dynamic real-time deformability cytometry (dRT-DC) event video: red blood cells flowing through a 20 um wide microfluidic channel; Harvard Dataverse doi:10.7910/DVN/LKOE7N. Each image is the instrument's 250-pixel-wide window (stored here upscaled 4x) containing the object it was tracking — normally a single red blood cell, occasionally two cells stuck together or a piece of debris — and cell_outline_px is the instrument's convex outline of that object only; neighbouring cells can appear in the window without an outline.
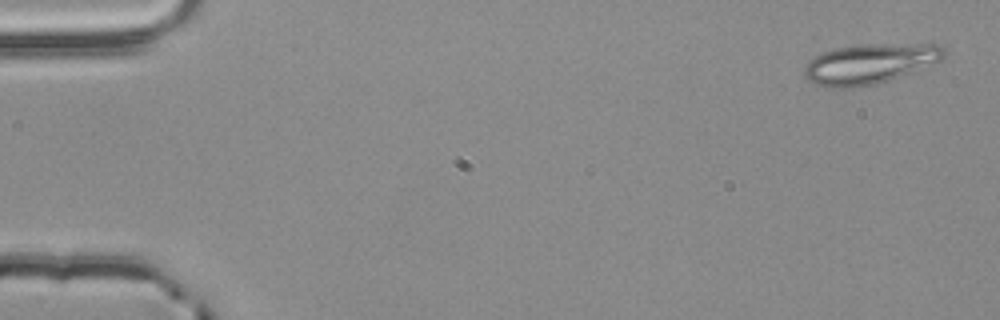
{"species": "common noctule bat (a hibernating species)", "species_latin": "Nyctalus noctula", "temperature_condition": "room temperature", "stored_images_in_passage": 4, "camera_frame_rate_fps": 3000, "um_per_image_px": 0.085, "animal": {"sex": "male", "body_mass_g": 20.4}, "frame": {"image": 1, "passage_image": 1, "time_ms": 0.0, "image_size_px": [1000, 320], "cell_outline_px": [[948, 52], [940, 60], [916, 72], [876, 84], [856, 88], [828, 88], [812, 84], [808, 80], [804, 72], [804, 64], [808, 60], [824, 52], [836, 48], [868, 44], [936, 44], [944, 48]], "centroid_in_image_um": [73.93, 5.44], "position_along_channel_um": 11.1, "area_um2": 33.0}}